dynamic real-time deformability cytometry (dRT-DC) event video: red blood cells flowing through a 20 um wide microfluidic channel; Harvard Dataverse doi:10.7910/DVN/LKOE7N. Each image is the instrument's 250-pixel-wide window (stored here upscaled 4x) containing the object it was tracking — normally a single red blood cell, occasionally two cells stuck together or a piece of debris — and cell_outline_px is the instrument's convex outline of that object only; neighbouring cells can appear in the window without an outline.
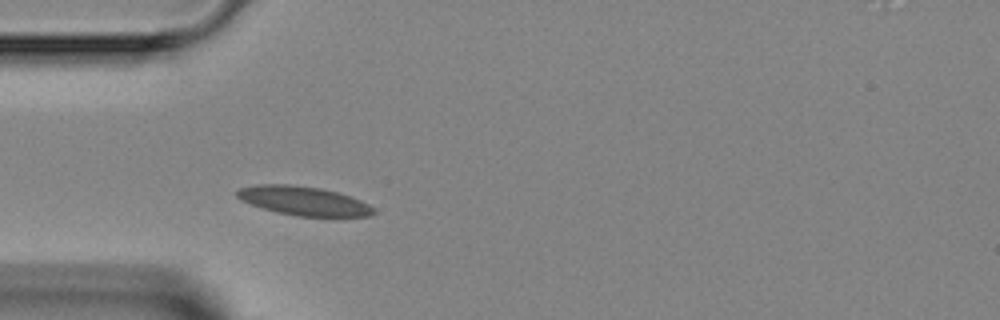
{"species": "Egyptian fruit bat (a non-hibernating species)", "species_latin": "Rousettus aegyptiacus", "temperature_condition": "room temperature", "stored_images_in_passage": 34, "camera_frame_rate_fps": 3000, "um_per_image_px": 0.085, "animal": {"sex": "female"}, "frame": {"image": 1, "passage_image": 1, "time_ms": 0.0, "image_size_px": [1000, 320], "cell_outline_px": [[376, 212], [372, 216], [296, 216], [276, 212], [240, 200], [236, 196], [236, 192], [240, 188], [256, 184], [288, 184], [320, 188], [336, 192], [360, 200], [376, 208]], "centroid_in_image_um": [25.81, 17.07], "position_along_channel_um": 59.2, "area_um2": 22.95}}
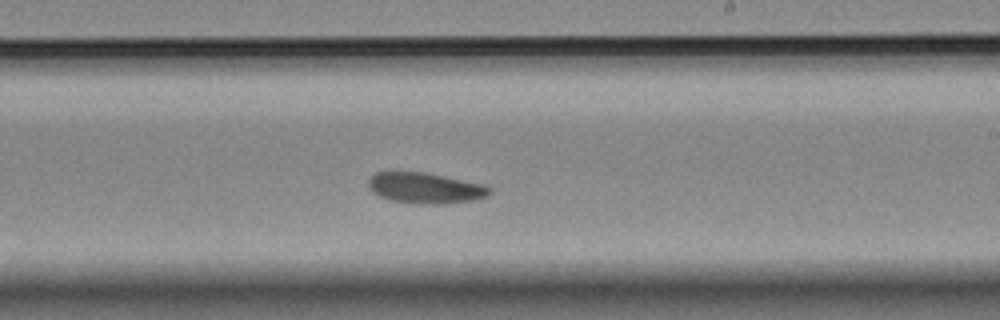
{"frame": {"image": 2, "passage_image": 15, "time_ms": 4.667, "image_size_px": [1000, 320], "cell_outline_px": [[492, 192], [488, 196], [476, 200], [444, 204], [420, 204], [392, 200], [380, 196], [372, 192], [368, 188], [368, 180], [376, 172], [392, 168], [424, 172], [484, 184], [492, 188]], "centroid_in_image_um": [36.12, 15.94], "position_along_channel_um": 252.9, "area_um2": 22.54}}
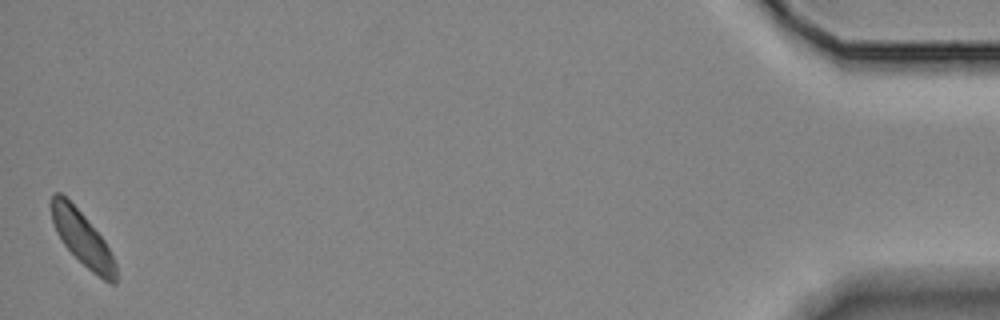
{"frame": {"image": 3, "passage_image": 34, "time_ms": 11.0, "image_size_px": [1000, 320], "cell_outline_px": [[116, 284], [112, 284], [104, 280], [92, 272], [64, 244], [56, 232], [52, 220], [52, 196], [56, 192], [60, 192], [84, 216], [104, 240], [116, 264]], "centroid_in_image_um": [7.01, 20.29], "position_along_channel_um": 428.2, "area_um2": 19.59}}